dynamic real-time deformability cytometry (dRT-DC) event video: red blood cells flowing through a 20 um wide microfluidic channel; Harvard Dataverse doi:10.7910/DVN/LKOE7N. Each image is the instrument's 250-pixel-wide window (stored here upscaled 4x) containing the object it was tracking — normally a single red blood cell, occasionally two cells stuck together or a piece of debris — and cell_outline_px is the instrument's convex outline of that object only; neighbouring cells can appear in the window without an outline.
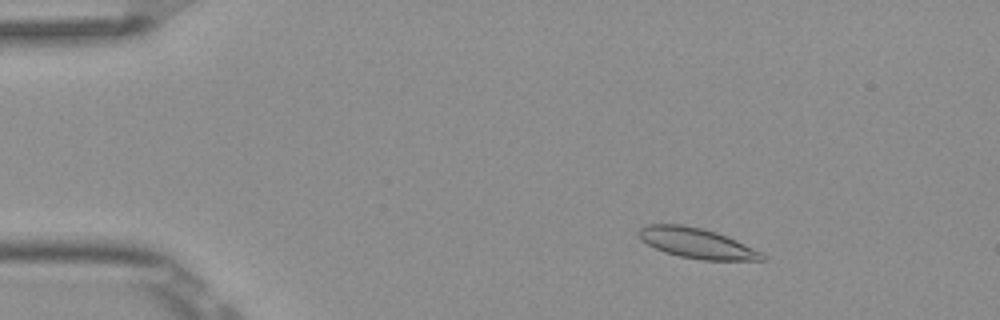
{"species": "Egyptian fruit bat (a non-hibernating species)", "species_latin": "Rousettus aegyptiacus", "temperature_condition": "room temperature", "stored_images_in_passage": 5, "camera_frame_rate_fps": 3000, "um_per_image_px": 0.085, "frame": {"image": 1, "passage_image": 3, "time_ms": 0.667, "image_size_px": [1000, 320], "cell_outline_px": [[768, 256], [764, 260], [704, 260], [680, 256], [664, 252], [648, 244], [640, 236], [640, 228], [648, 224], [684, 224], [704, 228], [728, 236], [764, 252]], "centroid_in_image_um": [59.32, 20.67], "position_along_channel_um": 25.7, "area_um2": 21.79}}